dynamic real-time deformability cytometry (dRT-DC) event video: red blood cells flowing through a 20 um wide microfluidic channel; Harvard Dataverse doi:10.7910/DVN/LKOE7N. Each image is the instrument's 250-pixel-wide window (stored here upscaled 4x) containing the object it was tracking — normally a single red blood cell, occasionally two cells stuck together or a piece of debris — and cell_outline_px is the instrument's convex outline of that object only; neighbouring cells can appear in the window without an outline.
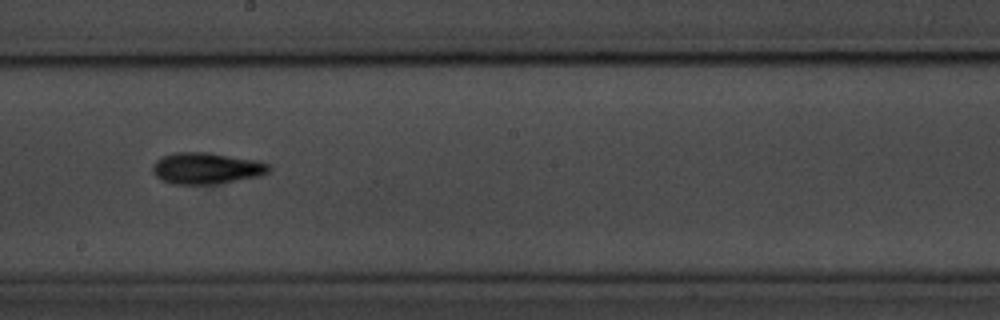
{"species": "common noctule bat (a hibernating species)", "species_latin": "Nyctalus noctula", "temperature_condition": "room temperature", "stored_images_in_passage": 24, "camera_frame_rate_fps": 3000, "um_per_image_px": 0.085, "animal": {"sex": "male", "body_mass_g": 20.1, "forearm_length_mm": 53.5}, "frame": {"image": 1, "passage_image": 17, "time_ms": 5.333, "image_size_px": [1000, 320], "cell_outline_px": [[272, 168], [268, 172], [260, 176], [216, 184], [172, 184], [160, 180], [152, 172], [152, 164], [156, 160], [164, 156], [176, 152], [212, 152], [256, 160], [268, 164]], "centroid_in_image_um": [17.53, 14.3], "position_along_channel_um": 230.7, "area_um2": 21.5}}